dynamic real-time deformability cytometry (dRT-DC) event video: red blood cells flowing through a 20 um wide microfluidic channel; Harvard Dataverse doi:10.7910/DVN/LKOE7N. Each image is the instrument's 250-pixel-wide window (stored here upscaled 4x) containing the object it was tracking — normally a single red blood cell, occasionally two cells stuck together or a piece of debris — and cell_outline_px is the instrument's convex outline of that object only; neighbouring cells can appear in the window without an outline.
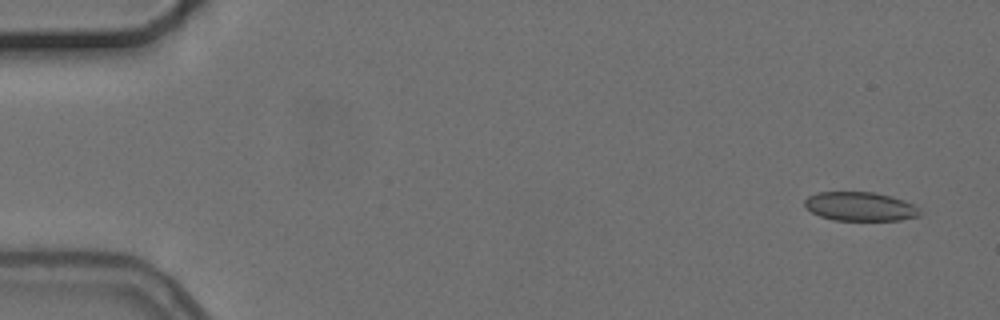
{"species": "common noctule bat (a hibernating species)", "species_latin": "Nyctalus noctula", "temperature_condition": "cold", "stored_images_in_passage": 5, "camera_frame_rate_fps": 3000, "um_per_image_px": 0.085, "animal": {"sex": "female", "body_mass_g": 24.6, "forearm_length_mm": 56.2}, "frame": {"image": 1, "passage_image": 1, "time_ms": 0.0, "image_size_px": [1000, 320], "cell_outline_px": [[920, 216], [900, 220], [836, 220], [820, 216], [812, 212], [804, 204], [804, 200], [808, 196], [816, 192], [872, 192], [892, 196], [904, 200], [920, 208]], "centroid_in_image_um": [73.12, 17.54], "position_along_channel_um": 11.9, "area_um2": 19.42}}
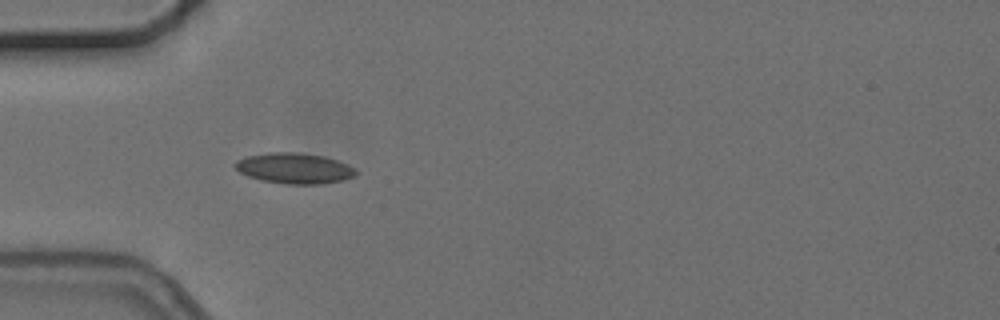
{"frame": {"image": 2, "passage_image": 4, "time_ms": 4.667, "image_size_px": [1000, 320], "cell_outline_px": [[356, 172], [352, 176], [344, 180], [320, 184], [288, 184], [264, 180], [248, 176], [240, 172], [232, 164], [236, 160], [248, 156], [268, 152], [296, 152], [324, 156], [348, 164], [356, 168]], "centroid_in_image_um": [25.02, 14.29], "position_along_channel_um": 60.0, "area_um2": 21.44}}